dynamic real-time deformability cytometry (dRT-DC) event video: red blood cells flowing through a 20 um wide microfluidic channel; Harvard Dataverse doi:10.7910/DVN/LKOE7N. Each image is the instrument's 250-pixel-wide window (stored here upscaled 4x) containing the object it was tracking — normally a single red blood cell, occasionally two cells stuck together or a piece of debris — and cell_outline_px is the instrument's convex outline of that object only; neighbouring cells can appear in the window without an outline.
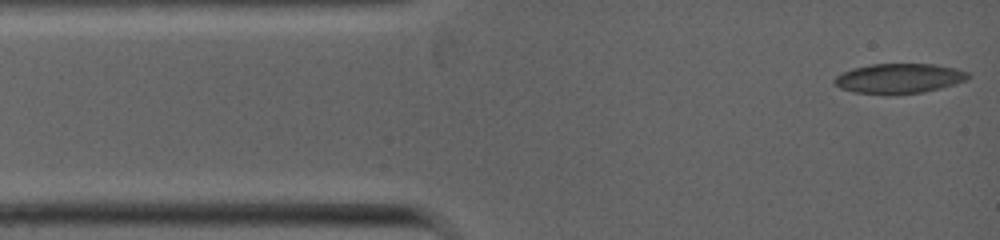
{"species": "common noctule bat (a hibernating species)", "species_latin": "Nyctalus noctula", "temperature_condition": "warm", "stored_images_in_passage": 53, "camera_frame_rate_fps": 5000, "um_per_image_px": 0.085, "animal": {"sex": "female", "body_mass_g": 19.0, "forearm_length_mm": 53.3}, "frame": {"image": 1, "passage_image": 1, "time_ms": 0.0, "image_size_px": [1000, 240], "cell_outline_px": [[972, 76], [968, 80], [956, 84], [924, 92], [852, 92], [840, 88], [832, 84], [832, 80], [836, 76], [852, 68], [872, 64], [932, 64], [956, 68], [968, 72]], "centroid_in_image_um": [76.45, 6.63], "position_along_channel_um": 8.6, "area_um2": 22.83}}
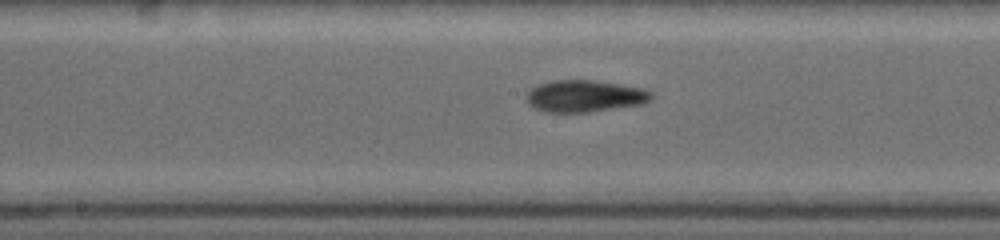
{"frame": {"image": 2, "passage_image": 22, "time_ms": 5.0, "image_size_px": [1000, 240], "cell_outline_px": [[652, 96], [644, 104], [588, 112], [544, 112], [532, 108], [524, 100], [524, 96], [532, 88], [540, 84], [552, 80], [592, 80], [644, 88], [652, 92]], "centroid_in_image_um": [49.65, 8.17], "position_along_channel_um": 198.5, "area_um2": 23.35}}
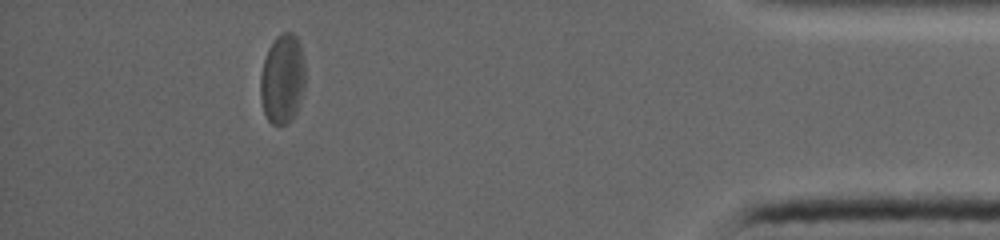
{"frame": {"image": 3, "passage_image": 44, "time_ms": 10.4, "image_size_px": [1000, 240], "cell_outline_px": [[304, 88], [296, 116], [288, 124], [272, 124], [268, 120], [264, 112], [260, 96], [260, 76], [264, 60], [268, 48], [276, 36], [280, 32], [292, 32], [296, 36], [300, 44], [304, 56]], "centroid_in_image_um": [24.01, 6.71], "position_along_channel_um": 411.2, "area_um2": 23.76}}